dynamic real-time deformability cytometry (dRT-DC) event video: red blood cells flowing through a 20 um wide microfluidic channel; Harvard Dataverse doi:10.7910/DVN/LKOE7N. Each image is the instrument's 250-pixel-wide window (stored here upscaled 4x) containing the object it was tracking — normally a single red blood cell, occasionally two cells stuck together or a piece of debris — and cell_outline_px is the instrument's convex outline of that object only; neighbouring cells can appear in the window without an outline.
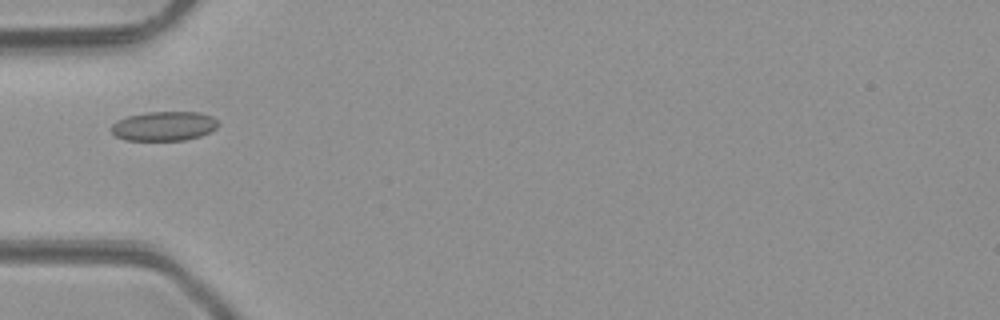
{"species": "common noctule bat (a hibernating species)", "species_latin": "Nyctalus noctula", "temperature_condition": "room temperature", "stored_images_in_passage": 5, "camera_frame_rate_fps": 3000, "um_per_image_px": 0.085, "animal": {"sex": "male", "body_mass_g": 23.1, "forearm_length_mm": 52.7}, "frame": {"image": 1, "passage_image": 5, "time_ms": 4.667, "image_size_px": [1000, 320], "cell_outline_px": [[220, 124], [216, 128], [200, 136], [184, 140], [124, 140], [116, 136], [112, 132], [112, 124], [116, 120], [128, 116], [144, 112], [200, 112], [212, 116]], "centroid_in_image_um": [13.93, 10.71], "position_along_channel_um": 71.1, "area_um2": 18.32}}